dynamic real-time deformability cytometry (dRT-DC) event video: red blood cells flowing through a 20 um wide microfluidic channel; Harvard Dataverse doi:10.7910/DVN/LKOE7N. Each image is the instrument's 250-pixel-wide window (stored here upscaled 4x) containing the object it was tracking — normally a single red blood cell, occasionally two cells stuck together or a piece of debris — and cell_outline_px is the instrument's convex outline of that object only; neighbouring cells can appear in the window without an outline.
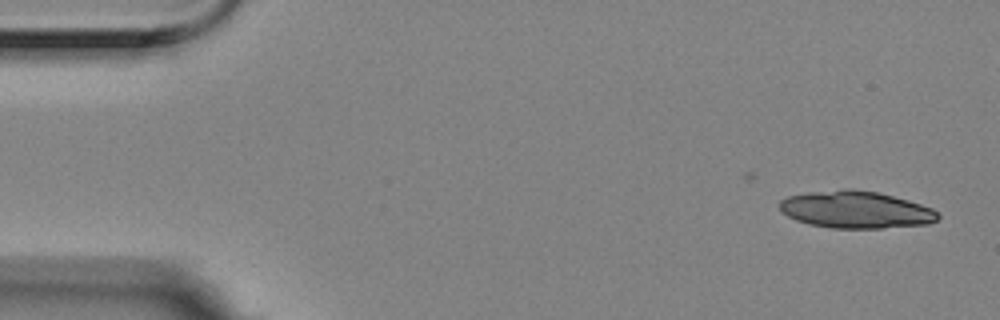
{"species": "Egyptian fruit bat (a non-hibernating species)", "species_latin": "Rousettus aegyptiacus", "temperature_condition": "room temperature", "stored_images_in_passage": 5, "camera_frame_rate_fps": 3000, "um_per_image_px": 0.085, "animal": {"sex": "female"}, "frame": {"image": 1, "passage_image": 1, "time_ms": 0.0, "image_size_px": [1000, 320], "cell_outline_px": [[940, 216], [936, 220], [928, 224], [884, 228], [832, 228], [808, 224], [796, 220], [780, 212], [780, 200], [788, 196], [808, 192], [844, 188], [852, 188], [876, 192], [908, 200], [932, 208]], "centroid_in_image_um": [72.71, 17.82], "position_along_channel_um": 12.3, "area_um2": 34.39}}